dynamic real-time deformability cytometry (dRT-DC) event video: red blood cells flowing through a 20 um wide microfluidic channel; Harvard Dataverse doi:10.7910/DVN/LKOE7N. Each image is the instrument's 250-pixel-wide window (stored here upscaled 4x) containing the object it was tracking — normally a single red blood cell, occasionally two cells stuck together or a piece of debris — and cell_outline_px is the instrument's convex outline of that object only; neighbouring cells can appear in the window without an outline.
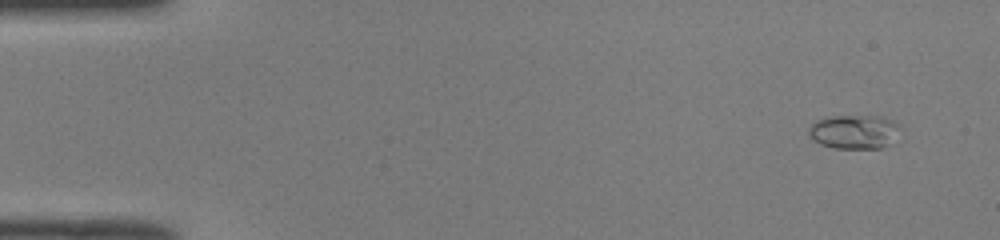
{"species": "common noctule bat (a hibernating species)", "species_latin": "Nyctalus noctula", "temperature_condition": "room temperature", "stored_images_in_passage": 51, "camera_frame_rate_fps": 3000, "um_per_image_px": 0.085, "animal": {"sex": "male", "body_mass_g": 19.0, "forearm_length_mm": 50.8}, "frame": {"image": 1, "passage_image": 3, "time_ms": 0.667, "image_size_px": [1000, 240], "cell_outline_px": [[904, 128], [880, 148], [832, 148], [820, 144], [812, 140], [808, 132], [808, 128], [816, 120], [828, 116], [884, 116], [892, 120]], "centroid_in_image_um": [72.57, 11.18], "position_along_channel_um": 12.4, "area_um2": 18.15}}
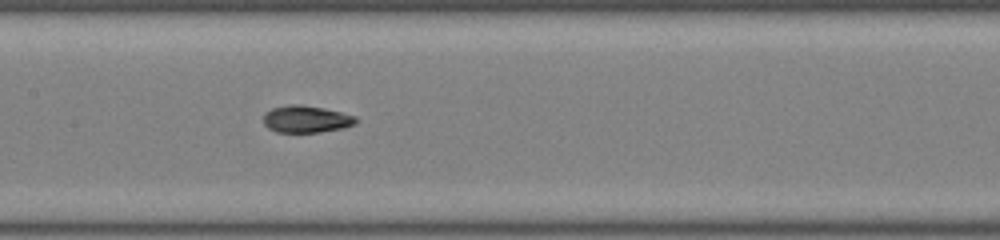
{"frame": {"image": 2, "passage_image": 25, "time_ms": 8.0, "image_size_px": [1000, 240], "cell_outline_px": [[360, 120], [344, 128], [320, 132], [276, 132], [268, 128], [264, 124], [264, 112], [272, 108], [292, 104], [300, 104], [324, 108], [356, 116]], "centroid_in_image_um": [26.02, 10.12], "position_along_channel_um": 181.4, "area_um2": 14.62}}
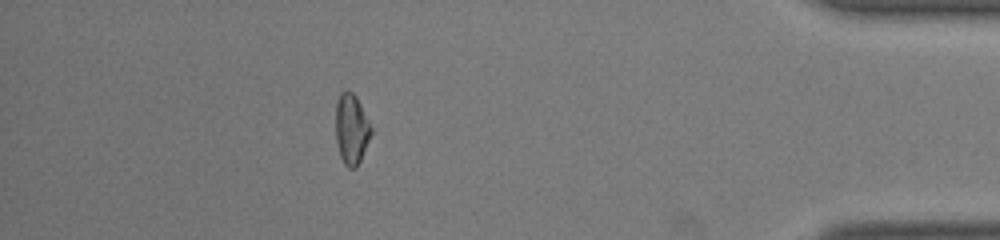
{"frame": {"image": 3, "passage_image": 45, "time_ms": 14.667, "image_size_px": [1000, 240], "cell_outline_px": [[372, 132], [360, 160], [356, 168], [348, 168], [344, 164], [340, 156], [336, 144], [336, 100], [340, 92], [352, 92], [356, 96], [372, 128]], "centroid_in_image_um": [29.85, 10.98], "position_along_channel_um": 405.3, "area_um2": 14.45}, "authors_computed_cell_mechanics": {"area_um2": 14.6812, "velocity_mm_per_s": 4.0308, "shape_relaxation_time_tau1_ms": 5.7081, "shape_relaxation_time_tau2_ms": 2.8689, "deformation_change_tau1": 0.1701, "deformation_change_tau2": 0.0764}}